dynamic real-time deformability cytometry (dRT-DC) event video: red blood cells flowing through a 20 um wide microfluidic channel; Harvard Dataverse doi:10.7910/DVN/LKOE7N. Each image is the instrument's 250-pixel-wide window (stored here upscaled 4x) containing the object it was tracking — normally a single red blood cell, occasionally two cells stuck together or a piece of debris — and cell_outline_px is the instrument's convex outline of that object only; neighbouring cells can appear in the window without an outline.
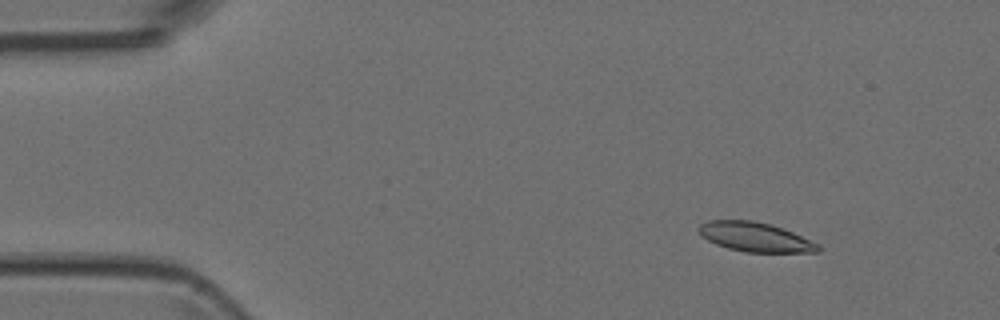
{"species": "Egyptian fruit bat (a non-hibernating species)", "species_latin": "Rousettus aegyptiacus", "temperature_condition": "room temperature", "stored_images_in_passage": 5, "camera_frame_rate_fps": 3000, "um_per_image_px": 0.085, "animal": {"sex": "female"}, "frame": {"image": 1, "passage_image": 2, "time_ms": 1.0, "image_size_px": [1000, 320], "cell_outline_px": [[820, 252], [744, 252], [728, 248], [716, 244], [708, 240], [696, 228], [700, 224], [708, 220], [752, 220], [772, 224], [792, 232], [820, 244]], "centroid_in_image_um": [64.2, 20.14], "position_along_channel_um": 20.8, "area_um2": 20.4}}
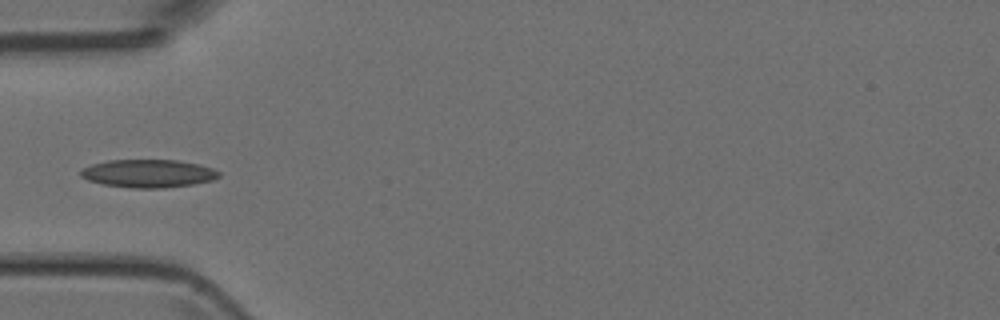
{"frame": {"image": 2, "passage_image": 5, "time_ms": 4.333, "image_size_px": [1000, 320], "cell_outline_px": [[220, 176], [212, 180], [192, 184], [164, 188], [132, 188], [100, 184], [88, 180], [80, 176], [80, 168], [92, 164], [108, 160], [180, 160], [200, 164], [212, 168], [220, 172]], "centroid_in_image_um": [12.58, 14.74], "position_along_channel_um": 72.4, "area_um2": 22.77}}